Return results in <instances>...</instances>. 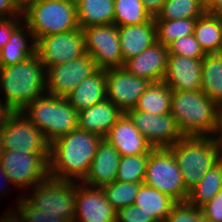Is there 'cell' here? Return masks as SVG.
<instances>
[{
  "instance_id": "484cf974",
  "label": "cell",
  "mask_w": 222,
  "mask_h": 222,
  "mask_svg": "<svg viewBox=\"0 0 222 222\" xmlns=\"http://www.w3.org/2000/svg\"><path fill=\"white\" fill-rule=\"evenodd\" d=\"M176 203L170 196L143 183L139 187L133 205L151 215L157 222H164Z\"/></svg>"
},
{
  "instance_id": "ac0fdd59",
  "label": "cell",
  "mask_w": 222,
  "mask_h": 222,
  "mask_svg": "<svg viewBox=\"0 0 222 222\" xmlns=\"http://www.w3.org/2000/svg\"><path fill=\"white\" fill-rule=\"evenodd\" d=\"M104 139H106L121 156L149 154L153 149L127 114H122Z\"/></svg>"
},
{
  "instance_id": "d4e9b609",
  "label": "cell",
  "mask_w": 222,
  "mask_h": 222,
  "mask_svg": "<svg viewBox=\"0 0 222 222\" xmlns=\"http://www.w3.org/2000/svg\"><path fill=\"white\" fill-rule=\"evenodd\" d=\"M78 26L114 24V0H75Z\"/></svg>"
},
{
  "instance_id": "d590c367",
  "label": "cell",
  "mask_w": 222,
  "mask_h": 222,
  "mask_svg": "<svg viewBox=\"0 0 222 222\" xmlns=\"http://www.w3.org/2000/svg\"><path fill=\"white\" fill-rule=\"evenodd\" d=\"M167 47L169 54L182 55L194 59H203L206 55L198 41L195 39L194 34L181 37L173 41Z\"/></svg>"
},
{
  "instance_id": "52a82bcc",
  "label": "cell",
  "mask_w": 222,
  "mask_h": 222,
  "mask_svg": "<svg viewBox=\"0 0 222 222\" xmlns=\"http://www.w3.org/2000/svg\"><path fill=\"white\" fill-rule=\"evenodd\" d=\"M144 184L170 196L176 202L187 201L182 173L169 148H153L146 165Z\"/></svg>"
},
{
  "instance_id": "836d02e7",
  "label": "cell",
  "mask_w": 222,
  "mask_h": 222,
  "mask_svg": "<svg viewBox=\"0 0 222 222\" xmlns=\"http://www.w3.org/2000/svg\"><path fill=\"white\" fill-rule=\"evenodd\" d=\"M149 154L121 156L115 180L129 183H144Z\"/></svg>"
},
{
  "instance_id": "277c9868",
  "label": "cell",
  "mask_w": 222,
  "mask_h": 222,
  "mask_svg": "<svg viewBox=\"0 0 222 222\" xmlns=\"http://www.w3.org/2000/svg\"><path fill=\"white\" fill-rule=\"evenodd\" d=\"M169 149L176 158L188 191L221 159L218 141L211 136H184Z\"/></svg>"
},
{
  "instance_id": "7a4b0ae2",
  "label": "cell",
  "mask_w": 222,
  "mask_h": 222,
  "mask_svg": "<svg viewBox=\"0 0 222 222\" xmlns=\"http://www.w3.org/2000/svg\"><path fill=\"white\" fill-rule=\"evenodd\" d=\"M1 112L22 111L46 94V68L37 54L15 65L0 66ZM1 96V95H0Z\"/></svg>"
},
{
  "instance_id": "4dcf8cb0",
  "label": "cell",
  "mask_w": 222,
  "mask_h": 222,
  "mask_svg": "<svg viewBox=\"0 0 222 222\" xmlns=\"http://www.w3.org/2000/svg\"><path fill=\"white\" fill-rule=\"evenodd\" d=\"M206 12L200 0H166L154 20L197 19Z\"/></svg>"
},
{
  "instance_id": "83f0119b",
  "label": "cell",
  "mask_w": 222,
  "mask_h": 222,
  "mask_svg": "<svg viewBox=\"0 0 222 222\" xmlns=\"http://www.w3.org/2000/svg\"><path fill=\"white\" fill-rule=\"evenodd\" d=\"M195 39L205 53L222 52V19L205 13L196 19Z\"/></svg>"
},
{
  "instance_id": "9a60e30c",
  "label": "cell",
  "mask_w": 222,
  "mask_h": 222,
  "mask_svg": "<svg viewBox=\"0 0 222 222\" xmlns=\"http://www.w3.org/2000/svg\"><path fill=\"white\" fill-rule=\"evenodd\" d=\"M107 99L123 114L137 105L140 96L151 82L130 74L124 67L105 69Z\"/></svg>"
},
{
  "instance_id": "f1b7e54d",
  "label": "cell",
  "mask_w": 222,
  "mask_h": 222,
  "mask_svg": "<svg viewBox=\"0 0 222 222\" xmlns=\"http://www.w3.org/2000/svg\"><path fill=\"white\" fill-rule=\"evenodd\" d=\"M172 89L163 81L151 82L145 92L140 96L135 110L151 114L171 113Z\"/></svg>"
},
{
  "instance_id": "f6af8a7d",
  "label": "cell",
  "mask_w": 222,
  "mask_h": 222,
  "mask_svg": "<svg viewBox=\"0 0 222 222\" xmlns=\"http://www.w3.org/2000/svg\"><path fill=\"white\" fill-rule=\"evenodd\" d=\"M207 13L222 19V0H213L207 7Z\"/></svg>"
},
{
  "instance_id": "5b68a950",
  "label": "cell",
  "mask_w": 222,
  "mask_h": 222,
  "mask_svg": "<svg viewBox=\"0 0 222 222\" xmlns=\"http://www.w3.org/2000/svg\"><path fill=\"white\" fill-rule=\"evenodd\" d=\"M22 112L50 144L78 129V111L63 97L46 93L30 102Z\"/></svg>"
},
{
  "instance_id": "ee69618b",
  "label": "cell",
  "mask_w": 222,
  "mask_h": 222,
  "mask_svg": "<svg viewBox=\"0 0 222 222\" xmlns=\"http://www.w3.org/2000/svg\"><path fill=\"white\" fill-rule=\"evenodd\" d=\"M0 222H25L22 214L17 208H11L6 210L2 217L0 218Z\"/></svg>"
},
{
  "instance_id": "4316f807",
  "label": "cell",
  "mask_w": 222,
  "mask_h": 222,
  "mask_svg": "<svg viewBox=\"0 0 222 222\" xmlns=\"http://www.w3.org/2000/svg\"><path fill=\"white\" fill-rule=\"evenodd\" d=\"M201 91L222 108V52L206 53L203 58Z\"/></svg>"
},
{
  "instance_id": "74e56055",
  "label": "cell",
  "mask_w": 222,
  "mask_h": 222,
  "mask_svg": "<svg viewBox=\"0 0 222 222\" xmlns=\"http://www.w3.org/2000/svg\"><path fill=\"white\" fill-rule=\"evenodd\" d=\"M16 207L22 214L25 222H66L64 218L55 214L40 213L38 208L34 207L24 195L17 198Z\"/></svg>"
},
{
  "instance_id": "8992f818",
  "label": "cell",
  "mask_w": 222,
  "mask_h": 222,
  "mask_svg": "<svg viewBox=\"0 0 222 222\" xmlns=\"http://www.w3.org/2000/svg\"><path fill=\"white\" fill-rule=\"evenodd\" d=\"M22 18L35 40L78 29L75 0H41L22 11Z\"/></svg>"
},
{
  "instance_id": "2e32d148",
  "label": "cell",
  "mask_w": 222,
  "mask_h": 222,
  "mask_svg": "<svg viewBox=\"0 0 222 222\" xmlns=\"http://www.w3.org/2000/svg\"><path fill=\"white\" fill-rule=\"evenodd\" d=\"M117 211L102 188L76 182L75 219L77 222H116Z\"/></svg>"
},
{
  "instance_id": "d6a6232c",
  "label": "cell",
  "mask_w": 222,
  "mask_h": 222,
  "mask_svg": "<svg viewBox=\"0 0 222 222\" xmlns=\"http://www.w3.org/2000/svg\"><path fill=\"white\" fill-rule=\"evenodd\" d=\"M157 42L168 46L173 41L194 33L196 19L154 20Z\"/></svg>"
},
{
  "instance_id": "816d5d0a",
  "label": "cell",
  "mask_w": 222,
  "mask_h": 222,
  "mask_svg": "<svg viewBox=\"0 0 222 222\" xmlns=\"http://www.w3.org/2000/svg\"><path fill=\"white\" fill-rule=\"evenodd\" d=\"M66 222H77L76 220H70V221H66Z\"/></svg>"
},
{
  "instance_id": "ba28073f",
  "label": "cell",
  "mask_w": 222,
  "mask_h": 222,
  "mask_svg": "<svg viewBox=\"0 0 222 222\" xmlns=\"http://www.w3.org/2000/svg\"><path fill=\"white\" fill-rule=\"evenodd\" d=\"M28 191L29 195L24 197L40 213L55 214L66 221L75 219L76 182L48 176Z\"/></svg>"
},
{
  "instance_id": "7bdbcfd3",
  "label": "cell",
  "mask_w": 222,
  "mask_h": 222,
  "mask_svg": "<svg viewBox=\"0 0 222 222\" xmlns=\"http://www.w3.org/2000/svg\"><path fill=\"white\" fill-rule=\"evenodd\" d=\"M146 11L155 18L166 0H142Z\"/></svg>"
},
{
  "instance_id": "c3c4849f",
  "label": "cell",
  "mask_w": 222,
  "mask_h": 222,
  "mask_svg": "<svg viewBox=\"0 0 222 222\" xmlns=\"http://www.w3.org/2000/svg\"><path fill=\"white\" fill-rule=\"evenodd\" d=\"M41 0H15V3L21 11H24L29 5Z\"/></svg>"
},
{
  "instance_id": "7402d4cb",
  "label": "cell",
  "mask_w": 222,
  "mask_h": 222,
  "mask_svg": "<svg viewBox=\"0 0 222 222\" xmlns=\"http://www.w3.org/2000/svg\"><path fill=\"white\" fill-rule=\"evenodd\" d=\"M122 112L107 98L78 112V129L105 138L122 116Z\"/></svg>"
},
{
  "instance_id": "ab89813d",
  "label": "cell",
  "mask_w": 222,
  "mask_h": 222,
  "mask_svg": "<svg viewBox=\"0 0 222 222\" xmlns=\"http://www.w3.org/2000/svg\"><path fill=\"white\" fill-rule=\"evenodd\" d=\"M201 209L204 222H222V189Z\"/></svg>"
},
{
  "instance_id": "9c48e42d",
  "label": "cell",
  "mask_w": 222,
  "mask_h": 222,
  "mask_svg": "<svg viewBox=\"0 0 222 222\" xmlns=\"http://www.w3.org/2000/svg\"><path fill=\"white\" fill-rule=\"evenodd\" d=\"M0 131L5 150L23 153H50V143L22 111L1 112Z\"/></svg>"
},
{
  "instance_id": "e575fe53",
  "label": "cell",
  "mask_w": 222,
  "mask_h": 222,
  "mask_svg": "<svg viewBox=\"0 0 222 222\" xmlns=\"http://www.w3.org/2000/svg\"><path fill=\"white\" fill-rule=\"evenodd\" d=\"M143 183L114 181L102 187L108 202L117 211L134 204L139 187Z\"/></svg>"
},
{
  "instance_id": "d6986e66",
  "label": "cell",
  "mask_w": 222,
  "mask_h": 222,
  "mask_svg": "<svg viewBox=\"0 0 222 222\" xmlns=\"http://www.w3.org/2000/svg\"><path fill=\"white\" fill-rule=\"evenodd\" d=\"M168 47L156 42L138 56L127 60L123 67L132 75L150 82L163 81L167 70Z\"/></svg>"
},
{
  "instance_id": "8fae6325",
  "label": "cell",
  "mask_w": 222,
  "mask_h": 222,
  "mask_svg": "<svg viewBox=\"0 0 222 222\" xmlns=\"http://www.w3.org/2000/svg\"><path fill=\"white\" fill-rule=\"evenodd\" d=\"M85 52L99 69L123 67L118 26L95 25L83 28Z\"/></svg>"
},
{
  "instance_id": "60d3db41",
  "label": "cell",
  "mask_w": 222,
  "mask_h": 222,
  "mask_svg": "<svg viewBox=\"0 0 222 222\" xmlns=\"http://www.w3.org/2000/svg\"><path fill=\"white\" fill-rule=\"evenodd\" d=\"M23 22L22 17L0 19V51L9 41L11 33Z\"/></svg>"
},
{
  "instance_id": "7dc6e473",
  "label": "cell",
  "mask_w": 222,
  "mask_h": 222,
  "mask_svg": "<svg viewBox=\"0 0 222 222\" xmlns=\"http://www.w3.org/2000/svg\"><path fill=\"white\" fill-rule=\"evenodd\" d=\"M215 137L218 141L220 155H221V158H222V108H221L220 114H219V129H218L217 134H216Z\"/></svg>"
},
{
  "instance_id": "6da1fadb",
  "label": "cell",
  "mask_w": 222,
  "mask_h": 222,
  "mask_svg": "<svg viewBox=\"0 0 222 222\" xmlns=\"http://www.w3.org/2000/svg\"><path fill=\"white\" fill-rule=\"evenodd\" d=\"M102 139L91 132L76 129L53 141L50 144L49 176L82 182Z\"/></svg>"
},
{
  "instance_id": "30bf717a",
  "label": "cell",
  "mask_w": 222,
  "mask_h": 222,
  "mask_svg": "<svg viewBox=\"0 0 222 222\" xmlns=\"http://www.w3.org/2000/svg\"><path fill=\"white\" fill-rule=\"evenodd\" d=\"M49 158L50 153L5 150L0 163L13 186L27 192L49 176Z\"/></svg>"
},
{
  "instance_id": "603a6c76",
  "label": "cell",
  "mask_w": 222,
  "mask_h": 222,
  "mask_svg": "<svg viewBox=\"0 0 222 222\" xmlns=\"http://www.w3.org/2000/svg\"><path fill=\"white\" fill-rule=\"evenodd\" d=\"M106 86L105 69H98L65 98L79 112L105 100L107 98Z\"/></svg>"
},
{
  "instance_id": "3957f363",
  "label": "cell",
  "mask_w": 222,
  "mask_h": 222,
  "mask_svg": "<svg viewBox=\"0 0 222 222\" xmlns=\"http://www.w3.org/2000/svg\"><path fill=\"white\" fill-rule=\"evenodd\" d=\"M220 110L201 90L172 91L171 114L184 136L215 137Z\"/></svg>"
},
{
  "instance_id": "7c38bea8",
  "label": "cell",
  "mask_w": 222,
  "mask_h": 222,
  "mask_svg": "<svg viewBox=\"0 0 222 222\" xmlns=\"http://www.w3.org/2000/svg\"><path fill=\"white\" fill-rule=\"evenodd\" d=\"M83 30L44 36L36 41V54L46 70L49 67L66 63L85 54Z\"/></svg>"
},
{
  "instance_id": "cb8c5ba5",
  "label": "cell",
  "mask_w": 222,
  "mask_h": 222,
  "mask_svg": "<svg viewBox=\"0 0 222 222\" xmlns=\"http://www.w3.org/2000/svg\"><path fill=\"white\" fill-rule=\"evenodd\" d=\"M34 54H36V40L28 26L22 22L1 49L0 66L15 65Z\"/></svg>"
},
{
  "instance_id": "5bb4252c",
  "label": "cell",
  "mask_w": 222,
  "mask_h": 222,
  "mask_svg": "<svg viewBox=\"0 0 222 222\" xmlns=\"http://www.w3.org/2000/svg\"><path fill=\"white\" fill-rule=\"evenodd\" d=\"M126 114L152 148H169L184 137L171 113L157 115L132 109Z\"/></svg>"
},
{
  "instance_id": "1f68e13d",
  "label": "cell",
  "mask_w": 222,
  "mask_h": 222,
  "mask_svg": "<svg viewBox=\"0 0 222 222\" xmlns=\"http://www.w3.org/2000/svg\"><path fill=\"white\" fill-rule=\"evenodd\" d=\"M151 18L142 0H114V24L118 27L140 25Z\"/></svg>"
},
{
  "instance_id": "681fc988",
  "label": "cell",
  "mask_w": 222,
  "mask_h": 222,
  "mask_svg": "<svg viewBox=\"0 0 222 222\" xmlns=\"http://www.w3.org/2000/svg\"><path fill=\"white\" fill-rule=\"evenodd\" d=\"M4 152H5V149H4V143H3V135L0 131V161L3 157Z\"/></svg>"
},
{
  "instance_id": "44dd1931",
  "label": "cell",
  "mask_w": 222,
  "mask_h": 222,
  "mask_svg": "<svg viewBox=\"0 0 222 222\" xmlns=\"http://www.w3.org/2000/svg\"><path fill=\"white\" fill-rule=\"evenodd\" d=\"M119 42L124 63L138 56L157 42L156 24L152 17L140 25L118 27Z\"/></svg>"
},
{
  "instance_id": "8d00e7d4",
  "label": "cell",
  "mask_w": 222,
  "mask_h": 222,
  "mask_svg": "<svg viewBox=\"0 0 222 222\" xmlns=\"http://www.w3.org/2000/svg\"><path fill=\"white\" fill-rule=\"evenodd\" d=\"M164 222H204L202 209L185 202H177Z\"/></svg>"
},
{
  "instance_id": "e0dca14e",
  "label": "cell",
  "mask_w": 222,
  "mask_h": 222,
  "mask_svg": "<svg viewBox=\"0 0 222 222\" xmlns=\"http://www.w3.org/2000/svg\"><path fill=\"white\" fill-rule=\"evenodd\" d=\"M202 60L169 54L163 82L172 91L201 90Z\"/></svg>"
},
{
  "instance_id": "b9f144b4",
  "label": "cell",
  "mask_w": 222,
  "mask_h": 222,
  "mask_svg": "<svg viewBox=\"0 0 222 222\" xmlns=\"http://www.w3.org/2000/svg\"><path fill=\"white\" fill-rule=\"evenodd\" d=\"M13 17H22V11L15 3V0H0V19Z\"/></svg>"
},
{
  "instance_id": "f546056e",
  "label": "cell",
  "mask_w": 222,
  "mask_h": 222,
  "mask_svg": "<svg viewBox=\"0 0 222 222\" xmlns=\"http://www.w3.org/2000/svg\"><path fill=\"white\" fill-rule=\"evenodd\" d=\"M222 189V158L189 191L187 202L202 208Z\"/></svg>"
},
{
  "instance_id": "f907efd6",
  "label": "cell",
  "mask_w": 222,
  "mask_h": 222,
  "mask_svg": "<svg viewBox=\"0 0 222 222\" xmlns=\"http://www.w3.org/2000/svg\"><path fill=\"white\" fill-rule=\"evenodd\" d=\"M205 6L206 8L212 3L213 0H200Z\"/></svg>"
},
{
  "instance_id": "ffe728a7",
  "label": "cell",
  "mask_w": 222,
  "mask_h": 222,
  "mask_svg": "<svg viewBox=\"0 0 222 222\" xmlns=\"http://www.w3.org/2000/svg\"><path fill=\"white\" fill-rule=\"evenodd\" d=\"M120 158L119 152L103 138L91 162L89 172L82 183L91 187L102 188L114 182Z\"/></svg>"
},
{
  "instance_id": "f35d334b",
  "label": "cell",
  "mask_w": 222,
  "mask_h": 222,
  "mask_svg": "<svg viewBox=\"0 0 222 222\" xmlns=\"http://www.w3.org/2000/svg\"><path fill=\"white\" fill-rule=\"evenodd\" d=\"M116 222H157L151 215L140 210L135 205L117 210Z\"/></svg>"
},
{
  "instance_id": "bcb514c9",
  "label": "cell",
  "mask_w": 222,
  "mask_h": 222,
  "mask_svg": "<svg viewBox=\"0 0 222 222\" xmlns=\"http://www.w3.org/2000/svg\"><path fill=\"white\" fill-rule=\"evenodd\" d=\"M0 176H1V179H2V185H0V191L2 193V189H3V192L5 193V195L7 194L6 191H4V189L6 190V186L8 185H12V182L10 180V178L6 175V173L4 172L3 168H2V165L0 163ZM5 183V184H4ZM9 183V184H8ZM1 184V183H0ZM8 184V185H7ZM6 185V186H5ZM2 186V187H1Z\"/></svg>"
},
{
  "instance_id": "4fadbf2b",
  "label": "cell",
  "mask_w": 222,
  "mask_h": 222,
  "mask_svg": "<svg viewBox=\"0 0 222 222\" xmlns=\"http://www.w3.org/2000/svg\"><path fill=\"white\" fill-rule=\"evenodd\" d=\"M98 69L92 57L87 53L77 59L49 67L46 70V92L65 98Z\"/></svg>"
}]
</instances>
